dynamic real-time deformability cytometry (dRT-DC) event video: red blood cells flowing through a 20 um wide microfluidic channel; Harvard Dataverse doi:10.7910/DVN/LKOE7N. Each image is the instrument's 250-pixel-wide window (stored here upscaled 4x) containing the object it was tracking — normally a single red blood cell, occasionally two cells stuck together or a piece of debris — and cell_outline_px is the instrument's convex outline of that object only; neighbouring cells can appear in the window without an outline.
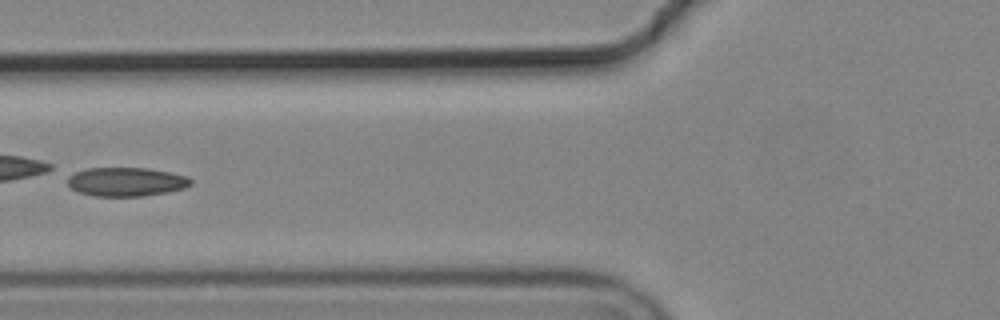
{"species": "common noctule bat (a hibernating species)", "species_latin": "Nyctalus noctula", "temperature_condition": "cold", "stored_images_in_passage": 6, "camera_frame_rate_fps": 3000, "um_per_image_px": 0.085, "animal": {"sex": "male", "body_mass_g": 19.2, "forearm_length_mm": 51.8}, "frame": {"image": 1, "passage_image": 3, "time_ms": 0.667, "image_size_px": [1000, 320], "cell_outline_px": [[192, 184], [184, 188], [168, 192], [144, 196], [92, 196], [80, 192], [72, 188], [68, 184], [68, 176], [76, 172], [88, 168], [148, 168], [188, 176], [192, 180]], "centroid_in_image_um": [10.75, 15.45], "position_along_channel_um": 115.0, "area_um2": 20.69}}
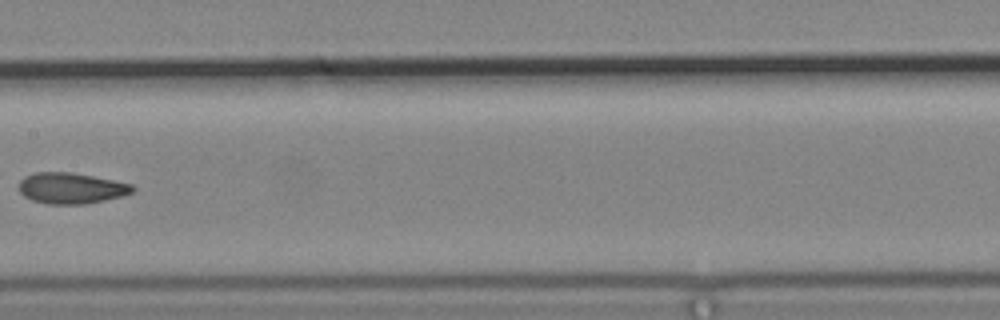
{"frame": {"image": 2, "passage_image": 5, "time_ms": 1.333, "image_size_px": [1000, 320], "cell_outline_px": [[136, 188], [132, 192], [120, 196], [104, 200], [84, 204], [48, 204], [32, 200], [24, 196], [20, 192], [20, 180], [24, 176], [36, 172], [68, 172], [92, 176], [132, 184]], "centroid_in_image_um": [6.03, 15.99], "position_along_channel_um": 201.4, "area_um2": 20.29}}
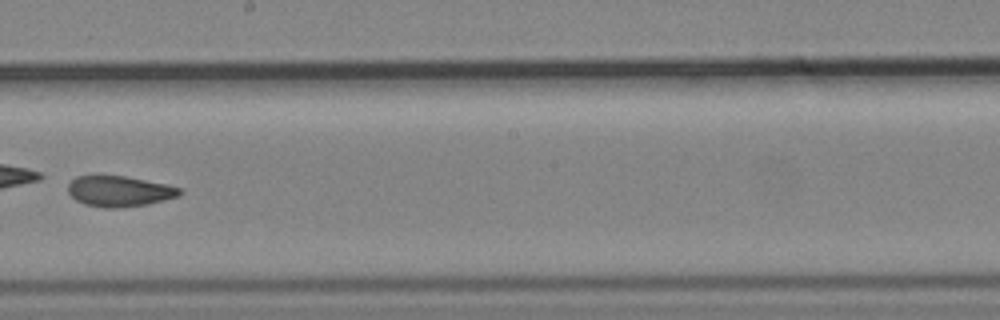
{"frame": {"image": 3, "passage_image": 6, "time_ms": 1.667, "image_size_px": [1000, 320], "cell_outline_px": [[184, 192], [180, 196], [148, 204], [120, 208], [104, 208], [84, 204], [76, 200], [68, 192], [68, 184], [76, 176], [96, 172], [100, 172], [124, 176], [168, 184], [180, 188]], "centroid_in_image_um": [10.11, 16.21], "position_along_channel_um": 238.1, "area_um2": 20.81}}